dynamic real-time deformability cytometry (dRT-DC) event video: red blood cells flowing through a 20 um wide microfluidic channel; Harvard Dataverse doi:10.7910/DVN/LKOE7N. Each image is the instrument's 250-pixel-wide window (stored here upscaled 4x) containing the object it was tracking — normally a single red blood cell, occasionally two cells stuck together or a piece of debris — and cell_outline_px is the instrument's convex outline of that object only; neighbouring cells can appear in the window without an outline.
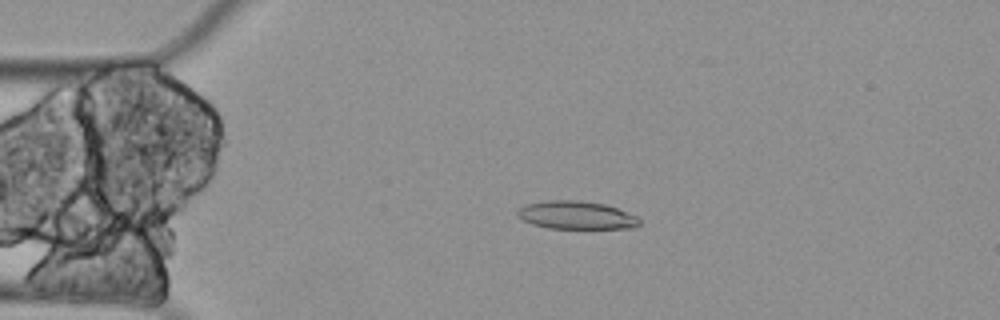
{"species": "Egyptian fruit bat (a non-hibernating species)", "species_latin": "Rousettus aegyptiacus", "temperature_condition": "cold", "stored_images_in_passage": 5, "camera_frame_rate_fps": 3000, "um_per_image_px": 0.085, "animal": {"sex": "female"}, "frame": {"image": 1, "passage_image": 4, "time_ms": 1.0, "image_size_px": [1000, 320], "cell_outline_px": [[640, 224], [636, 228], [548, 228], [532, 224], [524, 220], [516, 212], [524, 204], [544, 200], [576, 200], [604, 204], [616, 208], [636, 216], [640, 220]], "centroid_in_image_um": [48.98, 18.28], "position_along_channel_um": 36.0, "area_um2": 19.83}}